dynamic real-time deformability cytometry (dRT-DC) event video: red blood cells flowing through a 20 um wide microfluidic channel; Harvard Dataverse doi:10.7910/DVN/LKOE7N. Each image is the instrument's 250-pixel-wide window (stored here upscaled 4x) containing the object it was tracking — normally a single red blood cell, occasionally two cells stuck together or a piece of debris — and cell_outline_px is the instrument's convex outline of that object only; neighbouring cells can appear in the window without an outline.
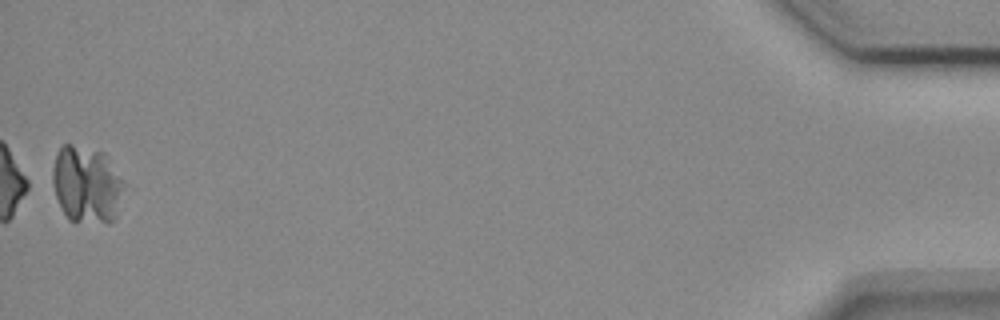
{"species": "common noctule bat (a hibernating species)", "species_latin": "Nyctalus noctula", "temperature_condition": "cold", "stored_images_in_passage": 38, "camera_frame_rate_fps": 3000, "um_per_image_px": 0.085, "animal": {"sex": "female", "body_mass_g": 18.4}, "frame": {"image": 1, "passage_image": 38, "time_ms": 12.333, "image_size_px": [1000, 320], "cell_outline_px": [[124, 184], [116, 216], [108, 224], [68, 220], [56, 196], [52, 184], [52, 168], [56, 152], [64, 144], [72, 144], [104, 152]], "centroid_in_image_um": [7.33, 15.68], "position_along_channel_um": 427.9, "area_um2": 31.96}}